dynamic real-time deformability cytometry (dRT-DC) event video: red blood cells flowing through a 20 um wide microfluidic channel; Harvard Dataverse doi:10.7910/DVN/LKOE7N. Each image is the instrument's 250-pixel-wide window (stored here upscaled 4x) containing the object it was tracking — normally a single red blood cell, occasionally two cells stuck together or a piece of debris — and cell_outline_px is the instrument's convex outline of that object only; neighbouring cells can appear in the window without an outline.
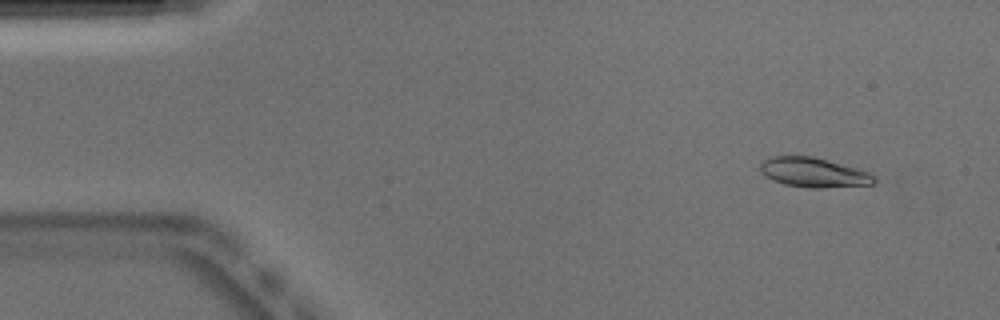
{"species": "Egyptian fruit bat (a non-hibernating species)", "species_latin": "Rousettus aegyptiacus", "temperature_condition": "warm", "stored_images_in_passage": 51, "camera_frame_rate_fps": 3000, "um_per_image_px": 0.085, "animal": {"sex": "male"}, "frame": {"image": 1, "passage_image": 4, "time_ms": 1.0, "image_size_px": [1000, 320], "cell_outline_px": [[876, 184], [824, 188], [808, 188], [784, 184], [772, 180], [764, 176], [760, 172], [760, 164], [768, 156], [812, 156], [856, 168], [868, 172], [876, 176]], "centroid_in_image_um": [69.14, 14.67], "position_along_channel_um": 15.9, "area_um2": 19.83}}
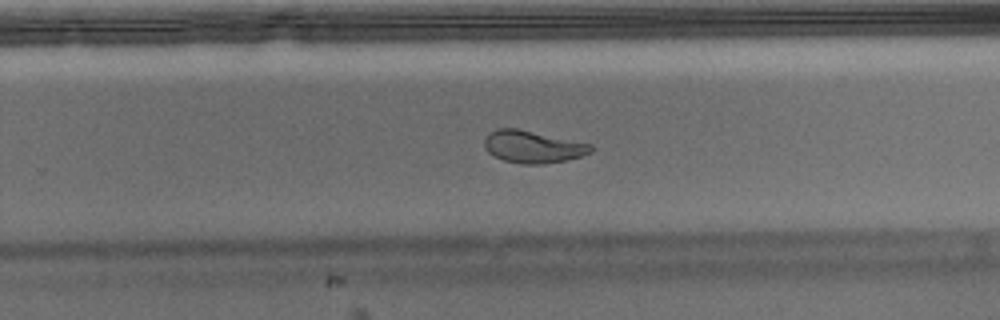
{"frame": {"image": 2, "passage_image": 32, "time_ms": 10.333, "image_size_px": [1000, 320], "cell_outline_px": [[596, 148], [592, 152], [580, 156], [564, 160], [544, 164], [524, 164], [504, 160], [488, 152], [484, 148], [484, 140], [488, 132], [496, 128], [516, 128], [592, 144]], "centroid_in_image_um": [45.29, 12.46], "position_along_channel_um": 284.5, "area_um2": 20.0}}
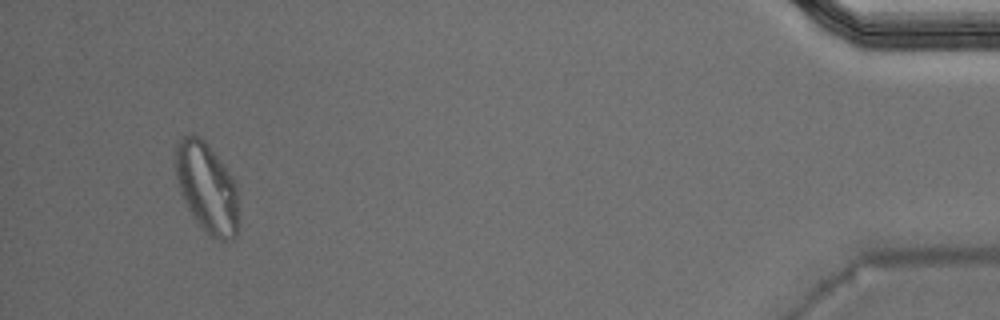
{"frame": {"image": 3, "passage_image": 48, "time_ms": 15.667, "image_size_px": [1000, 320], "cell_outline_px": [[240, 224], [236, 236], [232, 240], [220, 240], [208, 236], [192, 216], [180, 192], [176, 180], [176, 144], [180, 136], [192, 132], [200, 136], [204, 140], [220, 160], [232, 176], [236, 188]], "centroid_in_image_um": [17.59, 15.97], "position_along_channel_um": 417.6, "area_um2": 33.64}, "authors_computed_cell_mechanics": {"area_um2": 19.9988, "velocity_mm_per_s": 3.8925, "shape_relaxation_time_tau1_ms": 7.052, "shape_relaxation_time_tau2_ms": 0.9589, "deformation_change_tau1": 0.2341, "deformation_change_tau2": 0.0624}}